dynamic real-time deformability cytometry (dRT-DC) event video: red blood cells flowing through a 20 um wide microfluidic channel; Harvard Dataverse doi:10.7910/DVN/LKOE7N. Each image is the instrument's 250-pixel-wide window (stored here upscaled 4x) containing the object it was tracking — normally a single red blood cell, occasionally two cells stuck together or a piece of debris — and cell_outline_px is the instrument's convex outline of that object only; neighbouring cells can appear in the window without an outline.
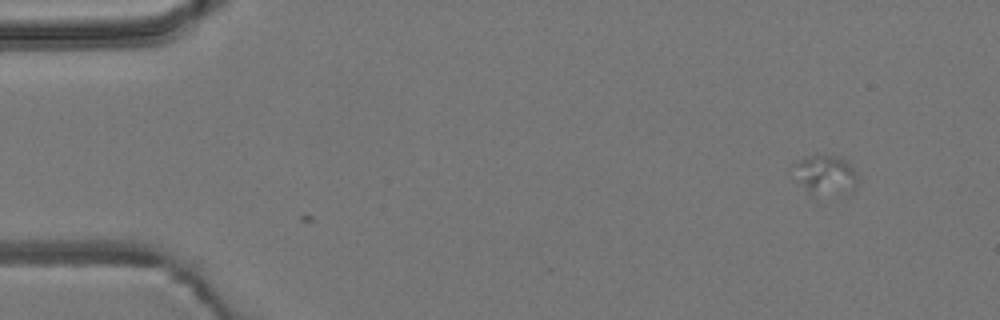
{"species": "common noctule bat (a hibernating species)", "species_latin": "Nyctalus noctula", "temperature_condition": "room temperature", "stored_images_in_passage": 5, "camera_frame_rate_fps": 3000, "um_per_image_px": 0.085, "animal": {"sex": "male", "body_mass_g": 19.2, "forearm_length_mm": 51.8}, "frame": {"image": 1, "passage_image": 5, "time_ms": 1.333, "image_size_px": [1000, 320], "cell_outline_px": [[856, 184], [844, 196], [808, 192], [804, 184], [796, 164], [796, 160], [804, 156], [816, 152], [836, 156], [848, 160], [856, 172]], "centroid_in_image_um": [70.26, 14.79], "position_along_channel_um": 14.7, "area_um2": 14.39}}